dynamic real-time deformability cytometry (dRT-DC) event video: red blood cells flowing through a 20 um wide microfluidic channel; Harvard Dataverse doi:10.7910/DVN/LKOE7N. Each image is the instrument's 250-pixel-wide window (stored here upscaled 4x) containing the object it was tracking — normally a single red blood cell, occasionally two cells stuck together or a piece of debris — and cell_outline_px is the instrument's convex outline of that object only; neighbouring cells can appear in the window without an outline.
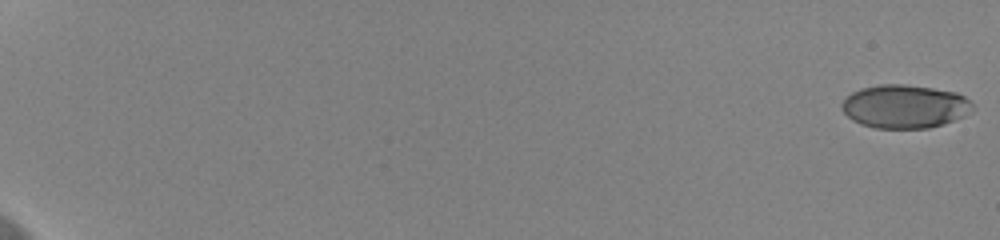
{"species": "human", "species_latin": "Homo sapiens", "temperature_condition": "cold", "stored_images_in_passage": 59, "camera_frame_rate_fps": 3000, "um_per_image_px": 0.085, "donor": {"sex": "female"}, "frame": {"image": 1, "passage_image": 1, "time_ms": 0.0, "image_size_px": [1000, 240], "cell_outline_px": [[972, 112], [964, 116], [944, 124], [928, 128], [876, 128], [860, 124], [852, 120], [840, 108], [840, 104], [852, 92], [860, 88], [880, 84], [904, 84], [932, 88], [956, 92], [964, 96], [972, 104]], "centroid_in_image_um": [76.89, 9.05], "position_along_channel_um": 8.1, "area_um2": 33.18}}
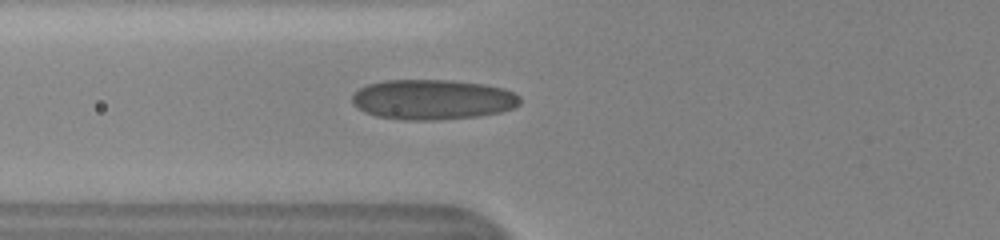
{"frame": {"image": 2, "passage_image": 26, "time_ms": 8.333, "image_size_px": [1000, 240], "cell_outline_px": [[520, 104], [512, 108], [500, 112], [476, 116], [436, 120], [400, 120], [376, 116], [364, 112], [356, 108], [352, 104], [352, 96], [360, 88], [368, 84], [384, 80], [452, 80], [484, 84], [504, 88], [520, 96]], "centroid_in_image_um": [36.74, 8.46], "position_along_channel_um": 89.1, "area_um2": 39.42}}
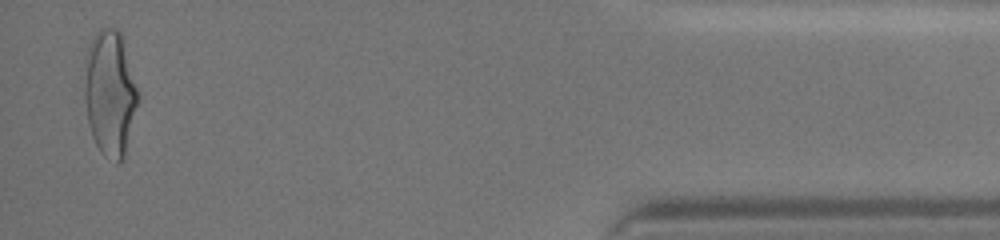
{"frame": {"image": 3, "passage_image": 58, "time_ms": 19.0, "image_size_px": [1000, 240], "cell_outline_px": [[136, 104], [124, 156], [116, 164], [104, 156], [100, 152], [92, 136], [88, 124], [84, 100], [84, 52], [88, 44], [96, 32], [100, 28], [116, 28], [120, 32], [124, 40], [136, 88]], "centroid_in_image_um": [9.27, 7.86], "position_along_channel_um": 425.9, "area_um2": 39.02}, "authors_computed_cell_mechanics": {"area_um2": 35.7782, "velocity_mm_per_s": 3.6595, "shape_relaxation_time_tau1_ms": 5.4301, "shape_relaxation_time_tau2_ms": 0.6761, "deformation_change_tau1": 0.1637, "deformation_change_tau2": 0.0602}}